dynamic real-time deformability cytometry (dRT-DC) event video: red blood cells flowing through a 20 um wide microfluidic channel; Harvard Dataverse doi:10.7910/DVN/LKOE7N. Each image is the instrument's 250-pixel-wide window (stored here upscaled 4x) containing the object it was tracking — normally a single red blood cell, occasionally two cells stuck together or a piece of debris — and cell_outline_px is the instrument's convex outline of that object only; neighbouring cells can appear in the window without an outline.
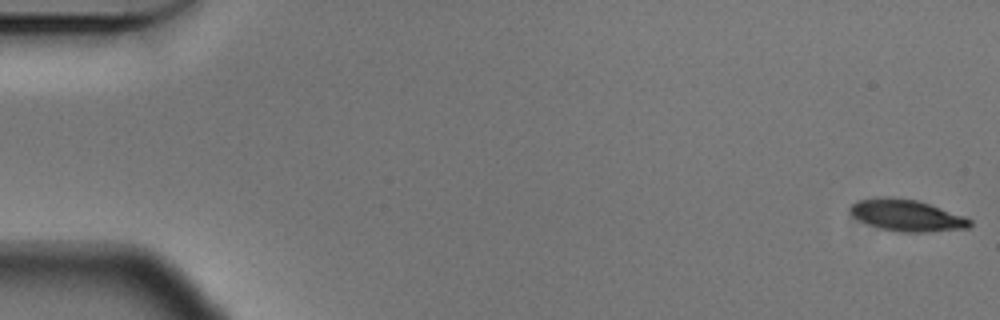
{"species": "Egyptian fruit bat (a non-hibernating species)", "species_latin": "Rousettus aegyptiacus", "temperature_condition": "cold", "stored_images_in_passage": 57, "camera_frame_rate_fps": 3000, "um_per_image_px": 0.085, "animal": {"sex": "male"}, "frame": {"image": 1, "passage_image": 1, "time_ms": 0.0, "image_size_px": [1000, 320], "cell_outline_px": [[972, 224], [968, 228], [928, 232], [900, 232], [880, 228], [868, 224], [852, 216], [848, 212], [848, 208], [856, 200], [920, 200], [964, 216], [972, 220]], "centroid_in_image_um": [77.13, 18.35], "position_along_channel_um": 7.9, "area_um2": 21.39}}
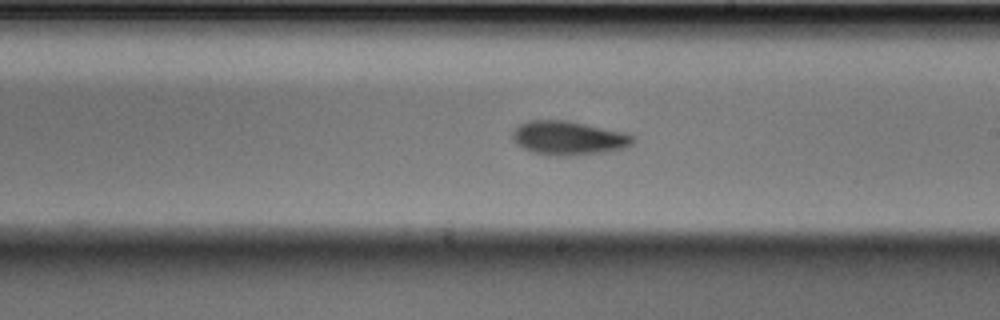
{"frame": {"image": 2, "passage_image": 33, "time_ms": 10.667, "image_size_px": [1000, 320], "cell_outline_px": [[636, 140], [632, 144], [624, 148], [604, 152], [572, 156], [556, 156], [532, 152], [516, 144], [512, 140], [512, 132], [520, 124], [528, 120], [564, 120], [624, 132], [636, 136]], "centroid_in_image_um": [48.33, 11.74], "position_along_channel_um": 240.7, "area_um2": 23.87}}
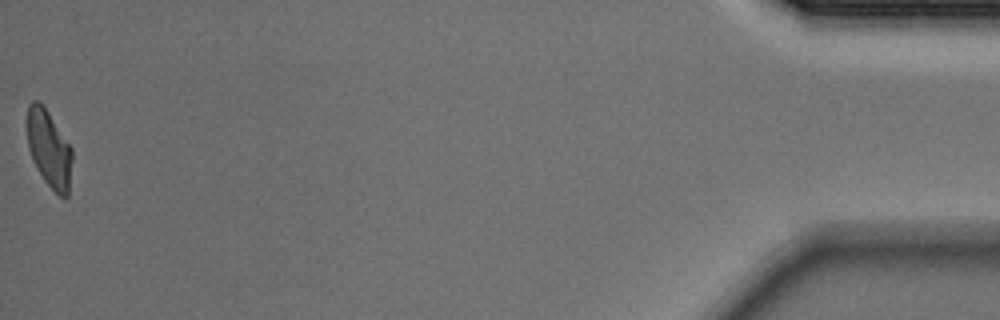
{"frame": {"image": 3, "passage_image": 57, "time_ms": 18.667, "image_size_px": [1000, 320], "cell_outline_px": [[72, 160], [68, 196], [64, 200], [44, 180], [28, 148], [28, 104], [32, 100], [36, 100], [48, 112], [72, 148]], "centroid_in_image_um": [4.2, 12.67], "position_along_channel_um": 431.0, "area_um2": 19.71}, "authors_computed_cell_mechanics": {"area_um2": 22.4842, "velocity_mm_per_s": 3.5459, "shape_relaxation_time_tau1_ms": 2.8816, "shape_relaxation_time_tau2_ms": 2.9055, "deformation_change_tau1": 0.1064, "deformation_change_tau2": 0.086}}